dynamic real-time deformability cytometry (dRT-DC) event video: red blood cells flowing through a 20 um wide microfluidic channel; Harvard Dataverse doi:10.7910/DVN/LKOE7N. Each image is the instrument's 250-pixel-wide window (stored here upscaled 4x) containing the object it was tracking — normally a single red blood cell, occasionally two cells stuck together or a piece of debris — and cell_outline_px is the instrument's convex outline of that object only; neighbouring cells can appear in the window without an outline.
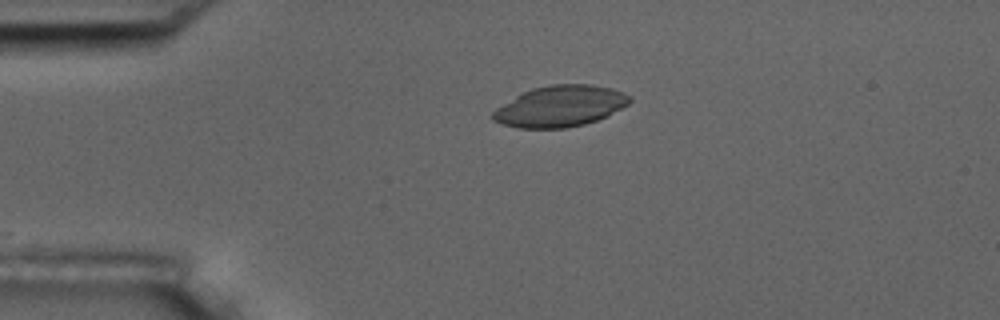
{"species": "common noctule bat (a hibernating species)", "species_latin": "Nyctalus noctula", "temperature_condition": "room temperature", "stored_images_in_passage": 4, "camera_frame_rate_fps": 3000, "um_per_image_px": 0.085, "animal": {"sex": "male", "body_mass_g": 17.5, "forearm_length_mm": 52.3}, "frame": {"image": 1, "passage_image": 4, "time_ms": 3.667, "image_size_px": [1000, 320], "cell_outline_px": [[632, 100], [628, 104], [608, 116], [584, 124], [564, 128], [520, 128], [504, 124], [492, 120], [492, 112], [496, 108], [516, 96], [532, 88], [548, 84], [592, 84], [612, 88], [624, 92], [632, 96]], "centroid_in_image_um": [47.65, 9.01], "position_along_channel_um": 37.4, "area_um2": 32.83}}